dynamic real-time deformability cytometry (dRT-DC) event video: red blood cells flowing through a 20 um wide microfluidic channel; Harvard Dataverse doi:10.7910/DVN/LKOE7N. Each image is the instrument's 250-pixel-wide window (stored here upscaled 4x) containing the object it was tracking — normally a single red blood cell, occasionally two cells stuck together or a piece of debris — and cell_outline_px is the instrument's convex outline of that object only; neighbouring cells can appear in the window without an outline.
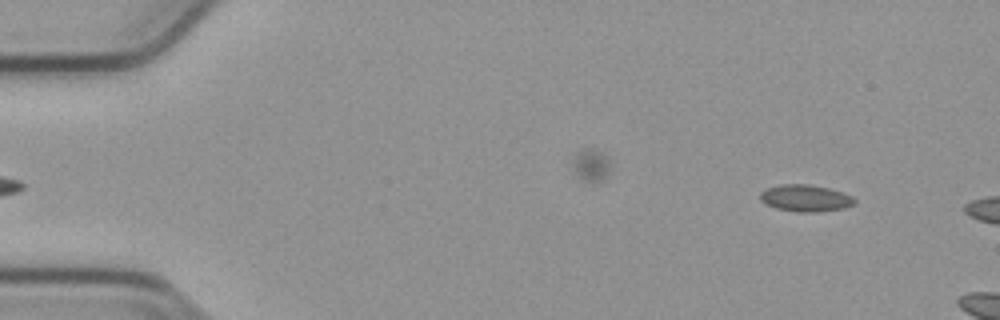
{"species": "common noctule bat (a hibernating species)", "species_latin": "Nyctalus noctula", "temperature_condition": "cold", "stored_images_in_passage": 14, "camera_frame_rate_fps": 3000, "um_per_image_px": 0.085, "animal": {"sex": "male", "body_mass_g": 23.1, "forearm_length_mm": 52.7}, "frame": {"image": 1, "passage_image": 5, "time_ms": 1.333, "image_size_px": [1000, 320], "cell_outline_px": [[856, 204], [844, 208], [812, 212], [800, 212], [776, 208], [760, 200], [760, 192], [768, 188], [780, 184], [808, 184], [828, 188], [852, 196], [856, 200]], "centroid_in_image_um": [68.47, 16.84], "position_along_channel_um": 16.5, "area_um2": 14.57}}